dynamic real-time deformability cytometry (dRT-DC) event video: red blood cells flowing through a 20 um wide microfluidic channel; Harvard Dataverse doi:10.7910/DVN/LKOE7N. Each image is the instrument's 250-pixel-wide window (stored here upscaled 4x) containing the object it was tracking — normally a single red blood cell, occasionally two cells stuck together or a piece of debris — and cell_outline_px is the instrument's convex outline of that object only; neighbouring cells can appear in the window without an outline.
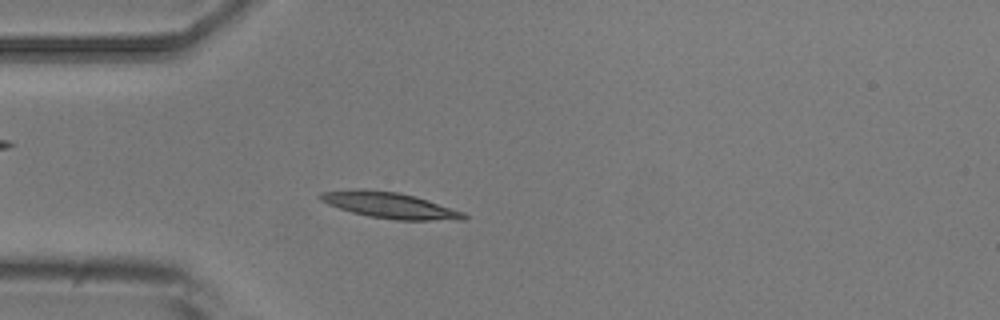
{"species": "common noctule bat (a hibernating species)", "species_latin": "Nyctalus noctula", "temperature_condition": "room temperature", "stored_images_in_passage": 3, "camera_frame_rate_fps": 3000, "um_per_image_px": 0.085, "animal": {"sex": "male", "body_mass_g": 20.5, "forearm_length_mm": 52.5}, "frame": {"image": 1, "passage_image": 3, "time_ms": 3.0, "image_size_px": [1000, 320], "cell_outline_px": [[468, 216], [464, 220], [396, 220], [368, 216], [352, 212], [328, 204], [320, 200], [316, 196], [320, 192], [352, 188], [364, 188], [396, 192], [428, 200], [464, 212]], "centroid_in_image_um": [33.08, 17.43], "position_along_channel_um": 51.9, "area_um2": 21.85}}